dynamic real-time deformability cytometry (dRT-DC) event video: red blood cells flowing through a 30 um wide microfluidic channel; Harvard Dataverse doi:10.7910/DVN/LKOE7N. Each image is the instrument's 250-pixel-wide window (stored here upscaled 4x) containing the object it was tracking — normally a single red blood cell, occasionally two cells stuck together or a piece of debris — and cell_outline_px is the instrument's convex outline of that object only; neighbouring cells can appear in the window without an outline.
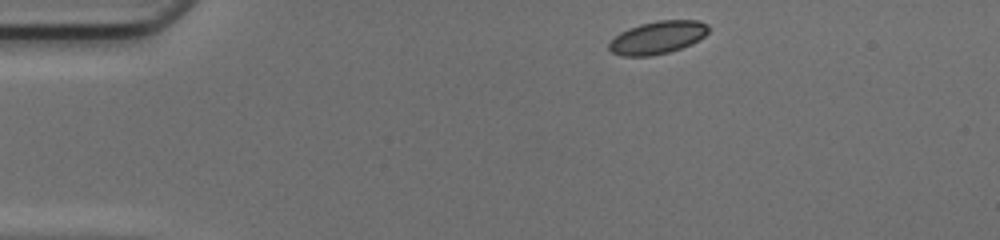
{"species": "common noctule bat (a hibernating species)", "species_latin": "Nyctalus noctula", "temperature_condition": "cold", "stored_images_in_passage": 41, "camera_frame_rate_fps": 3000, "um_per_image_px": 0.085, "animal": {"sex": "female", "body_mass_g": 17.0, "forearm_length_mm": 48.0}, "frame": {"image": 1, "passage_image": 1, "time_ms": 0.0, "image_size_px": [1000, 240], "cell_outline_px": [[708, 32], [704, 36], [692, 44], [668, 52], [648, 56], [620, 56], [612, 52], [608, 48], [608, 44], [620, 32], [628, 28], [640, 24], [656, 20], [700, 20], [708, 24]], "centroid_in_image_um": [55.9, 3.18], "position_along_channel_um": 29.1, "area_um2": 19.02}}
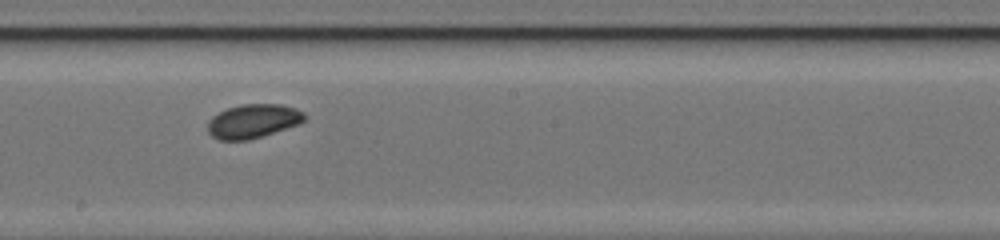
{"frame": {"image": 2, "passage_image": 20, "time_ms": 6.333, "image_size_px": [1000, 240], "cell_outline_px": [[308, 116], [300, 124], [248, 140], [220, 140], [212, 136], [208, 132], [208, 120], [212, 116], [228, 108], [240, 104], [280, 104], [296, 108], [304, 112]], "centroid_in_image_um": [21.53, 10.29], "position_along_channel_um": 226.7, "area_um2": 19.19}}
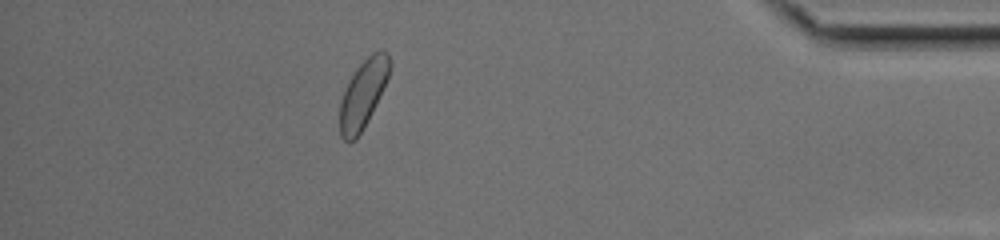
{"frame": {"image": 3, "passage_image": 36, "time_ms": 11.667, "image_size_px": [1000, 240], "cell_outline_px": [[392, 68], [356, 140], [348, 144], [340, 136], [340, 100], [344, 88], [348, 80], [356, 68], [372, 52], [388, 52], [392, 64]], "centroid_in_image_um": [30.82, 7.97], "position_along_channel_um": 404.4, "area_um2": 19.31}}